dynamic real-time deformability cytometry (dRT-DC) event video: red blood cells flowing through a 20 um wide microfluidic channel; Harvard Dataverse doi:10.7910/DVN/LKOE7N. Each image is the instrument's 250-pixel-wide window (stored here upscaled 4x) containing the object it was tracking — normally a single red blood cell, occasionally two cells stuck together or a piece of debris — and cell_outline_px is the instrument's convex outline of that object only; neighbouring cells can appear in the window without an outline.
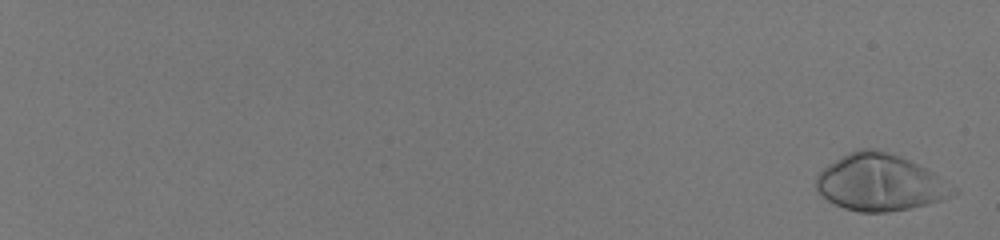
{"species": "human", "species_latin": "Homo sapiens", "temperature_condition": "room temperature", "stored_images_in_passage": 58, "camera_frame_rate_fps": 3000, "um_per_image_px": 0.085, "donor": {"sex": "male"}, "frame": {"image": 1, "passage_image": 2, "time_ms": 0.333, "image_size_px": [1000, 240], "cell_outline_px": [[960, 192], [952, 196], [940, 200], [908, 208], [888, 212], [860, 212], [844, 208], [828, 200], [816, 188], [816, 176], [828, 164], [860, 148], [876, 148], [900, 156], [932, 172], [960, 188]], "centroid_in_image_um": [74.84, 15.52], "position_along_channel_um": 10.2, "area_um2": 44.85}}
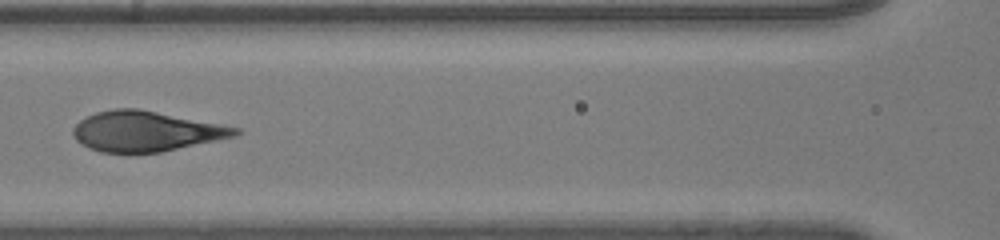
{"frame": {"image": 2, "passage_image": 34, "time_ms": 11.0, "image_size_px": [1000, 240], "cell_outline_px": [[244, 132], [236, 136], [160, 152], [100, 152], [88, 148], [80, 144], [72, 136], [72, 128], [80, 120], [96, 112], [112, 108], [140, 108], [240, 128]], "centroid_in_image_um": [12.38, 11.15], "position_along_channel_um": 154.2, "area_um2": 38.09}}
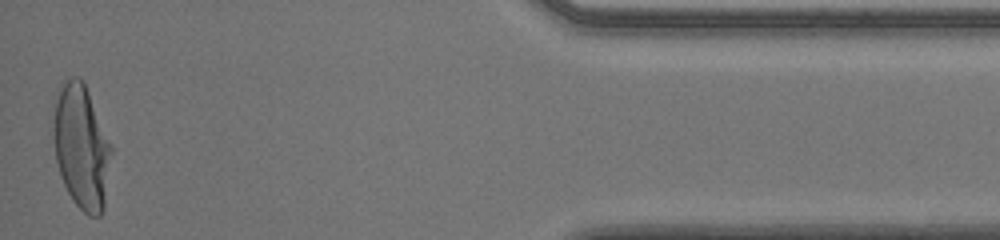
{"frame": {"image": 3, "passage_image": 58, "time_ms": 19.0, "image_size_px": [1000, 240], "cell_outline_px": [[112, 152], [104, 208], [100, 216], [88, 216], [72, 200], [60, 176], [56, 160], [52, 136], [52, 104], [60, 84], [72, 76], [80, 76], [84, 80], [112, 144]], "centroid_in_image_um": [6.9, 12.41], "position_along_channel_um": 428.3, "area_um2": 43.06}}